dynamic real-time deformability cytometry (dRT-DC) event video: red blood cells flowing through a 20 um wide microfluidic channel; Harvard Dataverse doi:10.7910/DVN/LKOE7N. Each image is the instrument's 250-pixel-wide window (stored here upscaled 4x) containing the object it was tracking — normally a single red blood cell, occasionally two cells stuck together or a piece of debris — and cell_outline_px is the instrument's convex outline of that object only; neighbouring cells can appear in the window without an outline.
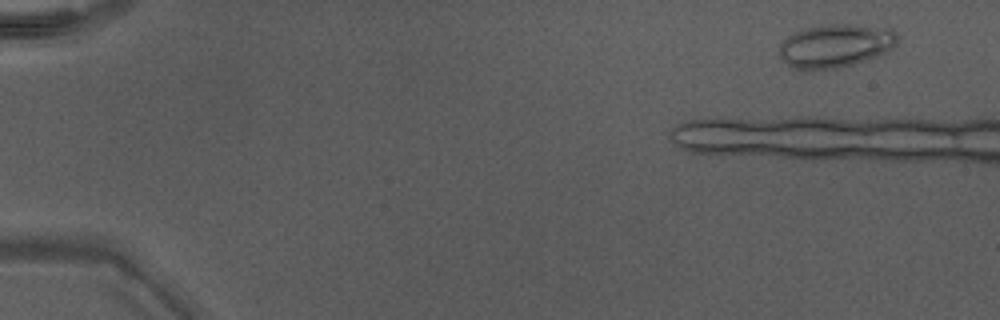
{"species": "Egyptian fruit bat (a non-hibernating species)", "species_latin": "Rousettus aegyptiacus", "temperature_condition": "warm", "stored_images_in_passage": 12, "camera_frame_rate_fps": 3000, "um_per_image_px": 0.085, "animal": {"sex": "male"}, "frame": {"image": 1, "passage_image": 2, "time_ms": 0.333, "image_size_px": [1000, 320], "cell_outline_px": [[896, 44], [888, 52], [880, 56], [840, 68], [800, 68], [788, 64], [780, 60], [780, 44], [792, 32], [800, 28], [828, 24], [848, 24], [892, 28], [896, 32]], "centroid_in_image_um": [71.04, 3.86], "position_along_channel_um": 14.0, "area_um2": 29.88}}